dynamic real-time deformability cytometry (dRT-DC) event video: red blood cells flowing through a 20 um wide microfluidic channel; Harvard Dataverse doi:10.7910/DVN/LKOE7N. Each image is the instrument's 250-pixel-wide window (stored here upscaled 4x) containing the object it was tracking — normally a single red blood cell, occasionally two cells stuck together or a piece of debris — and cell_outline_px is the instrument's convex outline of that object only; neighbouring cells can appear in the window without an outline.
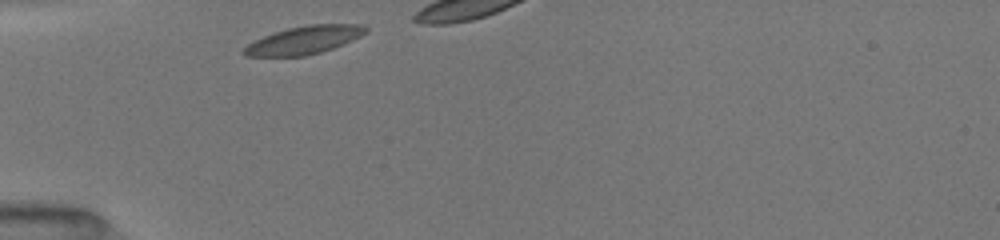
{"species": "common noctule bat (a hibernating species)", "species_latin": "Nyctalus noctula", "temperature_condition": "room temperature", "stored_images_in_passage": 7, "camera_frame_rate_fps": 3000, "um_per_image_px": 0.085, "animal": {"sex": "female", "body_mass_g": 19.5, "forearm_length_mm": 54.1}, "frame": {"image": 1, "passage_image": 1, "time_ms": 0.0, "image_size_px": [1000, 240], "cell_outline_px": [[368, 32], [344, 44], [320, 52], [304, 56], [244, 56], [240, 52], [248, 44], [264, 36], [288, 28], [308, 24], [364, 24], [368, 28]], "centroid_in_image_um": [25.87, 3.4], "position_along_channel_um": 59.1, "area_um2": 19.83}}
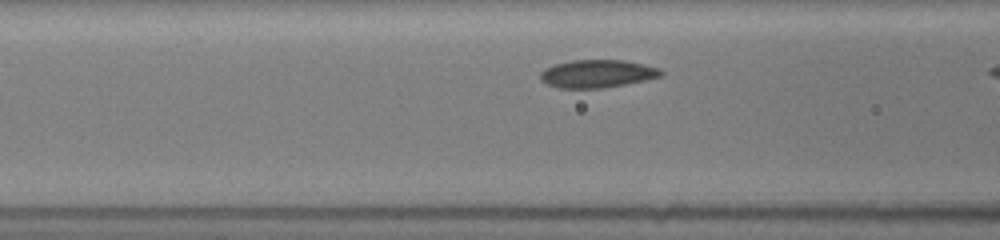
{"frame": {"image": 2, "passage_image": 6, "time_ms": 1.667, "image_size_px": [1000, 240], "cell_outline_px": [[664, 72], [660, 76], [644, 80], [604, 88], [560, 88], [548, 84], [540, 80], [540, 72], [544, 68], [556, 64], [572, 60], [624, 60], [660, 68]], "centroid_in_image_um": [50.74, 6.26], "position_along_channel_um": 115.9, "area_um2": 19.48}}